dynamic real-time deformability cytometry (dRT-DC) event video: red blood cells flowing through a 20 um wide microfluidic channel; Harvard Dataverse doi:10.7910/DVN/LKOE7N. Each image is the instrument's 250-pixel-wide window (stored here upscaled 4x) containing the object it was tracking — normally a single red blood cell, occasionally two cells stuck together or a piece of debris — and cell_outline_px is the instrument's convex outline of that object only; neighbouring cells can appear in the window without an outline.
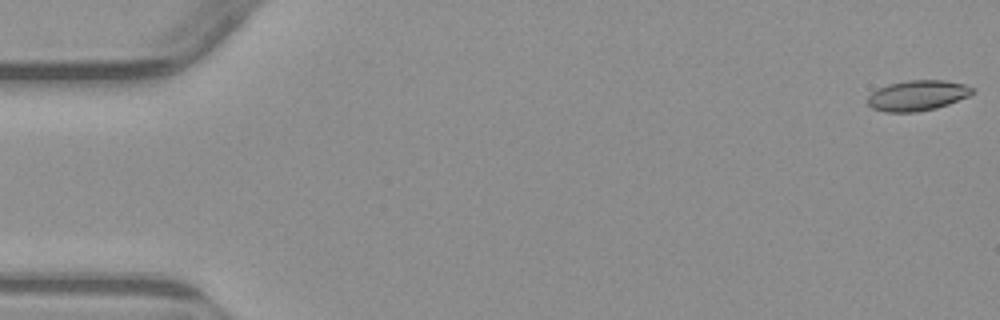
{"species": "common noctule bat (a hibernating species)", "species_latin": "Nyctalus noctula", "temperature_condition": "warm", "stored_images_in_passage": 3, "segment_of_instrument_passage": [2, 2], "camera_frame_rate_fps": 3000, "um_per_image_px": 0.085, "animal": {"sex": "male", "body_mass_g": 23.1, "forearm_length_mm": 52.7}, "frame": {"image": 1, "passage_image": 3, "time_ms": 3.667, "image_size_px": [1000, 320], "cell_outline_px": [[972, 92], [968, 96], [948, 104], [936, 108], [916, 112], [888, 112], [872, 108], [868, 104], [868, 96], [872, 92], [888, 84], [908, 80], [944, 80], [964, 84], [972, 88]], "centroid_in_image_um": [77.96, 8.11], "position_along_channel_um": 7.0, "area_um2": 18.32}}